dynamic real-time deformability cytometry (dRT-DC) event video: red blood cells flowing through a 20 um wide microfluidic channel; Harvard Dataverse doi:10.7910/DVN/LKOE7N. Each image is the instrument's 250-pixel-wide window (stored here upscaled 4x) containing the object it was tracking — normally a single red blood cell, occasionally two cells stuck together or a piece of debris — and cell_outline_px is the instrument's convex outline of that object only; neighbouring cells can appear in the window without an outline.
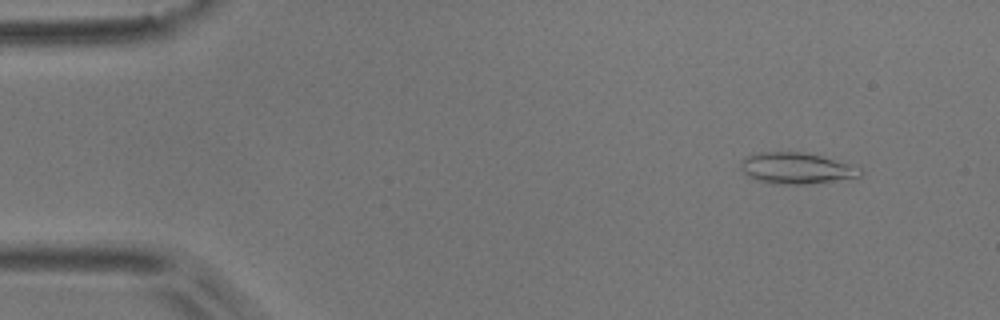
{"species": "common noctule bat (a hibernating species)", "species_latin": "Nyctalus noctula", "temperature_condition": "room temperature", "stored_images_in_passage": 5, "camera_frame_rate_fps": 3000, "um_per_image_px": 0.085, "animal": {"sex": "male", "body_mass_g": 17.9}, "frame": {"image": 1, "passage_image": 2, "time_ms": 0.333, "image_size_px": [1000, 320], "cell_outline_px": [[864, 172], [860, 176], [812, 184], [772, 184], [756, 180], [744, 176], [740, 168], [740, 160], [744, 156], [764, 152], [800, 152], [820, 156], [848, 164], [860, 168]], "centroid_in_image_um": [67.6, 14.31], "position_along_channel_um": 17.4, "area_um2": 21.79}}